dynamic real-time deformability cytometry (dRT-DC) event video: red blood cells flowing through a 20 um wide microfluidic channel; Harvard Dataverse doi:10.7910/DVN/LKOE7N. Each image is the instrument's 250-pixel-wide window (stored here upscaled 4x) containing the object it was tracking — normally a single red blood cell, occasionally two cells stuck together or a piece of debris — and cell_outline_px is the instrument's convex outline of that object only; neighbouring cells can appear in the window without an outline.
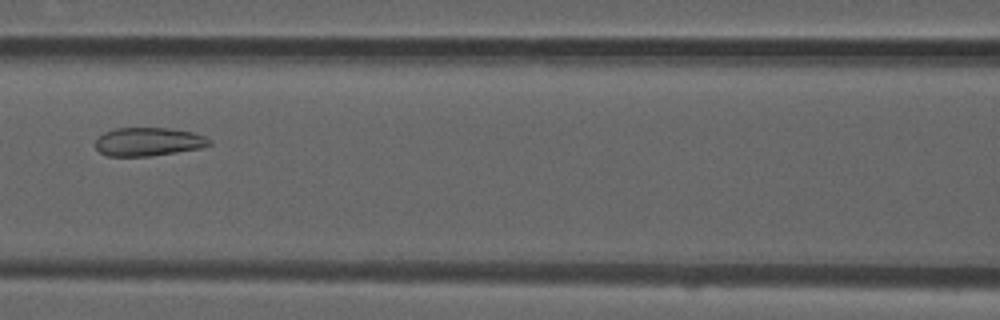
{"species": "common noctule bat (a hibernating species)", "species_latin": "Nyctalus noctula", "temperature_condition": "room temperature", "stored_images_in_passage": 7, "camera_frame_rate_fps": 3000, "um_per_image_px": 0.085, "animal": {"sex": "male", "forearm_length_mm": 52.5}, "frame": {"image": 1, "passage_image": 7, "time_ms": 2.0, "image_size_px": [1000, 320], "cell_outline_px": [[212, 144], [200, 148], [176, 152], [148, 156], [108, 156], [100, 152], [96, 148], [96, 140], [104, 132], [116, 128], [168, 128], [192, 132], [204, 136], [212, 140]], "centroid_in_image_um": [12.62, 12.04], "position_along_channel_um": 154.0, "area_um2": 18.79}}